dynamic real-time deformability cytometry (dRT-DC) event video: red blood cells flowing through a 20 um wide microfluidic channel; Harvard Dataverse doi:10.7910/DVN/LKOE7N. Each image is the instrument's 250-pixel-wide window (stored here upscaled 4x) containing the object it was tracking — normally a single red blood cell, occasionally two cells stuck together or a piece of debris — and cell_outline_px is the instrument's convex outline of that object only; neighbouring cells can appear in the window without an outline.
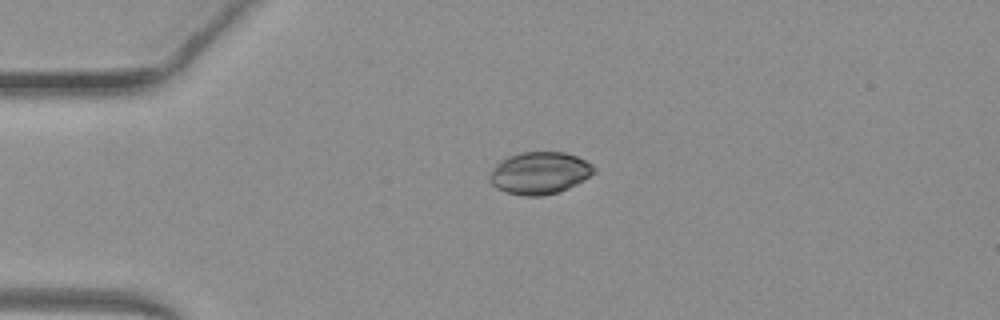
{"species": "common noctule bat (a hibernating species)", "species_latin": "Nyctalus noctula", "temperature_condition": "warm", "stored_images_in_passage": 6, "camera_frame_rate_fps": 3000, "um_per_image_px": 0.085, "animal": {"sex": "female", "body_mass_g": 19.3, "forearm_length_mm": 54.1}, "frame": {"image": 1, "passage_image": 1, "time_ms": 0.0, "image_size_px": [1000, 320], "cell_outline_px": [[596, 172], [584, 180], [568, 188], [556, 192], [540, 196], [524, 196], [508, 192], [496, 188], [488, 180], [488, 176], [492, 168], [500, 160], [508, 156], [520, 152], [564, 152], [576, 156], [592, 164], [596, 168]], "centroid_in_image_um": [45.85, 14.7], "position_along_channel_um": 39.2, "area_um2": 25.72}}
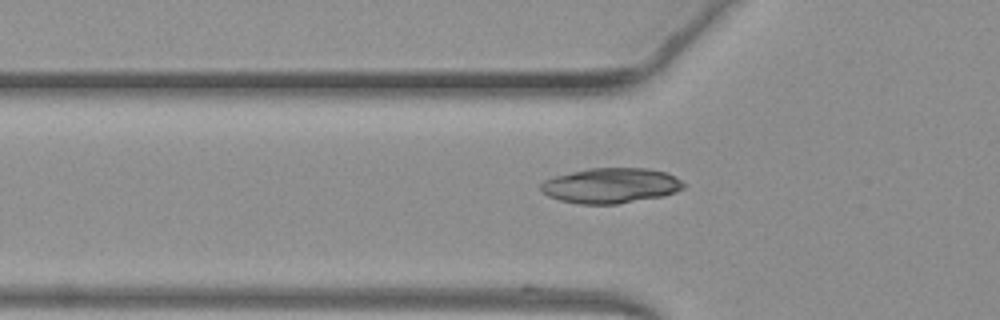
{"frame": {"image": 2, "passage_image": 6, "time_ms": 1.667, "image_size_px": [1000, 320], "cell_outline_px": [[688, 184], [684, 188], [676, 192], [664, 196], [616, 204], [580, 204], [560, 200], [548, 196], [540, 192], [540, 184], [544, 180], [556, 176], [588, 168], [648, 168], [668, 172], [676, 176]], "centroid_in_image_um": [51.97, 15.77], "position_along_channel_um": 73.8, "area_um2": 29.65}}